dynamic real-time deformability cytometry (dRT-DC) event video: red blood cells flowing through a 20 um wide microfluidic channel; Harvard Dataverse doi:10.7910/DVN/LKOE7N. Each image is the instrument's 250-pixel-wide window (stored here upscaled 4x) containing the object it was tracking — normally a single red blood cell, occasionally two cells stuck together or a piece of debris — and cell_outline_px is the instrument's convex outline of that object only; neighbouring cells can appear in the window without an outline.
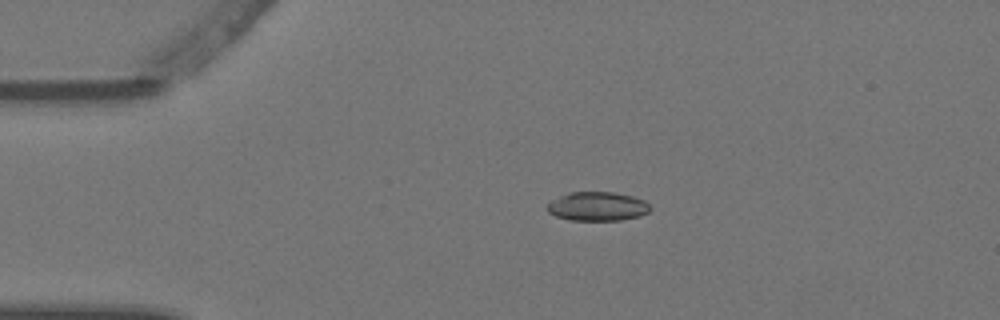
{"species": "Egyptian fruit bat (a non-hibernating species)", "species_latin": "Rousettus aegyptiacus", "temperature_condition": "warm", "stored_images_in_passage": 3, "camera_frame_rate_fps": 3000, "um_per_image_px": 0.085, "animal": {"sex": "female"}, "frame": {"image": 1, "passage_image": 2, "time_ms": 0.333, "image_size_px": [1000, 320], "cell_outline_px": [[652, 208], [648, 212], [640, 216], [620, 220], [568, 220], [556, 216], [548, 212], [548, 200], [568, 192], [616, 192], [632, 196], [644, 200]], "centroid_in_image_um": [50.76, 17.53], "position_along_channel_um": 34.2, "area_um2": 17.57}}